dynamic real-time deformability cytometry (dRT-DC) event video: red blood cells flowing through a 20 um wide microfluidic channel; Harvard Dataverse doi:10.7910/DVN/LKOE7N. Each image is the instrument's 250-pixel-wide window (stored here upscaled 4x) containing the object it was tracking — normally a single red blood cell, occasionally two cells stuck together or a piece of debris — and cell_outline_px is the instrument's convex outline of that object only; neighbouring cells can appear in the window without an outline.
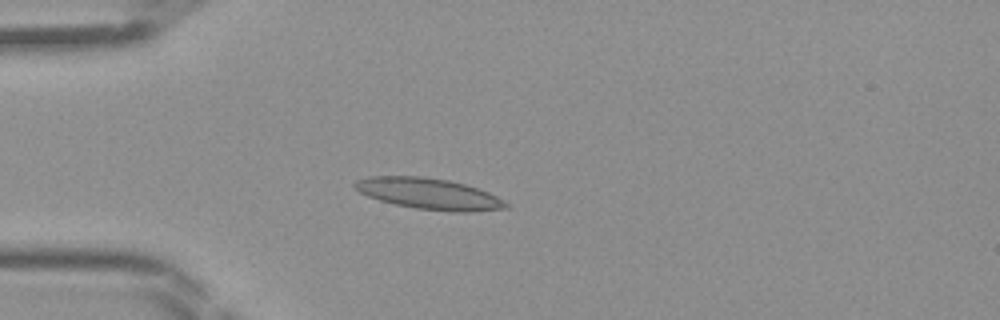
{"species": "Egyptian fruit bat (a non-hibernating species)", "species_latin": "Rousettus aegyptiacus", "temperature_condition": "room temperature", "stored_images_in_passage": 45, "camera_frame_rate_fps": 3000, "um_per_image_px": 0.085, "frame": {"image": 1, "passage_image": 12, "time_ms": 3.667, "image_size_px": [1000, 320], "cell_outline_px": [[508, 208], [468, 212], [452, 212], [416, 208], [396, 204], [380, 200], [368, 196], [352, 188], [352, 184], [356, 180], [368, 176], [420, 176], [448, 180], [464, 184], [488, 192], [504, 200], [508, 204]], "centroid_in_image_um": [36.42, 16.46], "position_along_channel_um": 48.6, "area_um2": 27.34}}
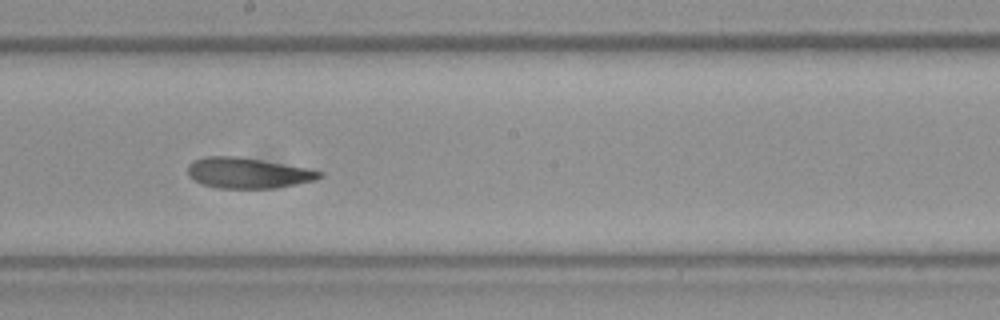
{"frame": {"image": 2, "passage_image": 25, "time_ms": 8.0, "image_size_px": [1000, 320], "cell_outline_px": [[324, 176], [316, 180], [296, 184], [272, 188], [216, 188], [204, 184], [188, 176], [188, 164], [192, 160], [204, 156], [236, 156], [312, 168], [324, 172]], "centroid_in_image_um": [21.11, 14.69], "position_along_channel_um": 227.1, "area_um2": 23.7}}
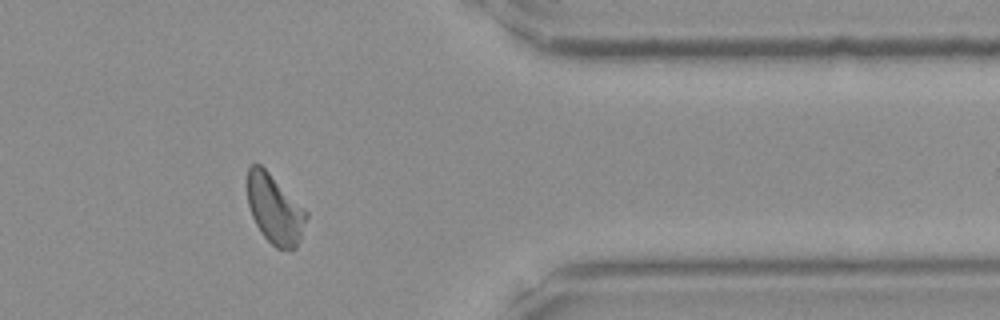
{"frame": {"image": 3, "passage_image": 37, "time_ms": 12.0, "image_size_px": [1000, 320], "cell_outline_px": [[308, 216], [300, 240], [296, 248], [276, 248], [260, 232], [252, 216], [248, 204], [248, 168], [252, 164], [260, 164], [308, 212]], "centroid_in_image_um": [23.36, 17.8], "position_along_channel_um": 388.0, "area_um2": 23.35}}